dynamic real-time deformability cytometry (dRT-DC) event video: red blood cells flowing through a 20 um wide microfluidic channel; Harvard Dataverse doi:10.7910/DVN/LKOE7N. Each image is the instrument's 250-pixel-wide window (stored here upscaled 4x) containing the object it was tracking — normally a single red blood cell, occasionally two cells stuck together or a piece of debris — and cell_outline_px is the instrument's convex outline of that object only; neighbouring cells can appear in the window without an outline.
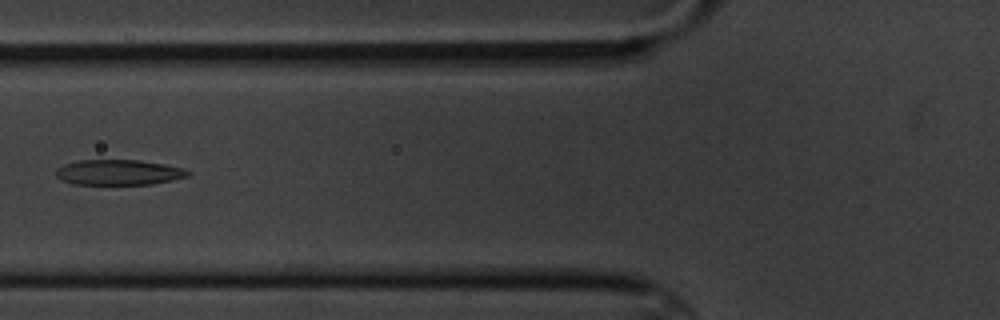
{"species": "common noctule bat (a hibernating species)", "species_latin": "Nyctalus noctula", "temperature_condition": "cold", "stored_images_in_passage": 6, "camera_frame_rate_fps": 3000, "um_per_image_px": 0.085, "animal": {"sex": "male", "body_mass_g": 20.1, "forearm_length_mm": 53.5}, "frame": {"image": 1, "passage_image": 5, "time_ms": 5.0, "image_size_px": [1000, 320], "cell_outline_px": [[192, 172], [188, 176], [172, 180], [152, 184], [72, 184], [60, 180], [56, 176], [56, 168], [64, 164], [80, 160], [140, 160], [164, 164], [184, 168]], "centroid_in_image_um": [10.08, 14.65], "position_along_channel_um": 115.7, "area_um2": 19.59}}
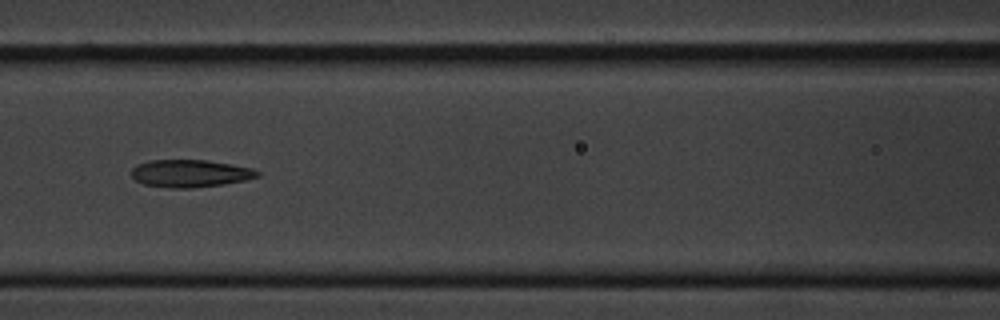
{"frame": {"image": 2, "passage_image": 6, "time_ms": 6.0, "image_size_px": [1000, 320], "cell_outline_px": [[260, 176], [244, 180], [224, 184], [192, 188], [172, 188], [144, 184], [136, 180], [132, 176], [132, 168], [136, 164], [148, 160], [208, 160], [232, 164], [252, 168], [260, 172]], "centroid_in_image_um": [16.17, 14.73], "position_along_channel_um": 150.4, "area_um2": 20.23}}